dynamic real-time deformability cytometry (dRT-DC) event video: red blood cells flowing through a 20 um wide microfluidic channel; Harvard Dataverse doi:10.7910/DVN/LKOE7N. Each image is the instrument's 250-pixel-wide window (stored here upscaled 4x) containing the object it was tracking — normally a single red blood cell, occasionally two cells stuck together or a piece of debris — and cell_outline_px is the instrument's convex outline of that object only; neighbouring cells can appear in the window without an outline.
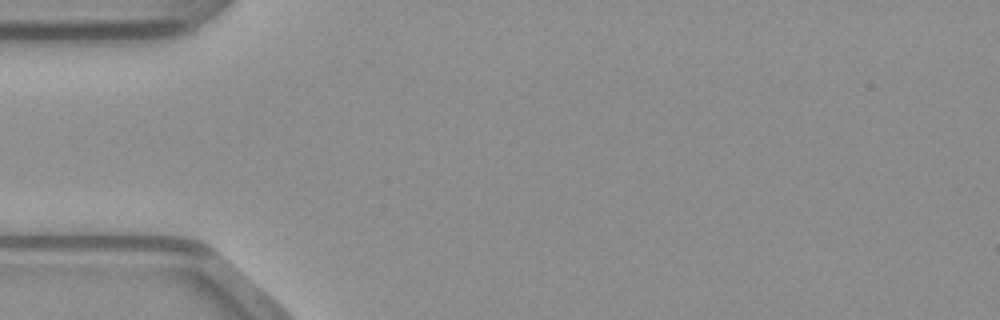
{"species": "common noctule bat (a hibernating species)", "species_latin": "Nyctalus noctula", "temperature_condition": "warm", "stored_images_in_passage": 1, "camera_frame_rate_fps": 3000, "um_per_image_px": 0.085, "animal": {"sex": "male", "body_mass_g": 23.1, "forearm_length_mm": 52.7}, "frame": {"image": 1, "passage_image": 1, "time_ms": 0.0, "image_size_px": [1000, 320], "cell_outline_px": [[228, 292], [28, 264], [176, 264], [200, 268], [208, 272]], "centroid_in_image_um": [12.82, 23.25], "position_along_channel_um": 72.2, "area_um2": 16.94}}